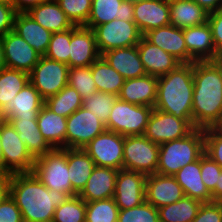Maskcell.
Wrapping results in <instances>:
<instances>
[{
	"instance_id": "37",
	"label": "cell",
	"mask_w": 222,
	"mask_h": 222,
	"mask_svg": "<svg viewBox=\"0 0 222 222\" xmlns=\"http://www.w3.org/2000/svg\"><path fill=\"white\" fill-rule=\"evenodd\" d=\"M29 82V73L12 68L0 71V111Z\"/></svg>"
},
{
	"instance_id": "24",
	"label": "cell",
	"mask_w": 222,
	"mask_h": 222,
	"mask_svg": "<svg viewBox=\"0 0 222 222\" xmlns=\"http://www.w3.org/2000/svg\"><path fill=\"white\" fill-rule=\"evenodd\" d=\"M137 49L148 75L159 77L169 73L181 64L172 55L150 43L144 36L137 44Z\"/></svg>"
},
{
	"instance_id": "30",
	"label": "cell",
	"mask_w": 222,
	"mask_h": 222,
	"mask_svg": "<svg viewBox=\"0 0 222 222\" xmlns=\"http://www.w3.org/2000/svg\"><path fill=\"white\" fill-rule=\"evenodd\" d=\"M173 176L182 187L185 196L197 199L202 203L212 202V193L201 179V157L181 168Z\"/></svg>"
},
{
	"instance_id": "14",
	"label": "cell",
	"mask_w": 222,
	"mask_h": 222,
	"mask_svg": "<svg viewBox=\"0 0 222 222\" xmlns=\"http://www.w3.org/2000/svg\"><path fill=\"white\" fill-rule=\"evenodd\" d=\"M146 177L143 173L118 170L113 199L119 210L133 208L146 201Z\"/></svg>"
},
{
	"instance_id": "42",
	"label": "cell",
	"mask_w": 222,
	"mask_h": 222,
	"mask_svg": "<svg viewBox=\"0 0 222 222\" xmlns=\"http://www.w3.org/2000/svg\"><path fill=\"white\" fill-rule=\"evenodd\" d=\"M71 35L72 28L63 32L52 33L49 46L44 56L69 66Z\"/></svg>"
},
{
	"instance_id": "11",
	"label": "cell",
	"mask_w": 222,
	"mask_h": 222,
	"mask_svg": "<svg viewBox=\"0 0 222 222\" xmlns=\"http://www.w3.org/2000/svg\"><path fill=\"white\" fill-rule=\"evenodd\" d=\"M194 129L190 119H179L154 108L148 119L144 136L160 145L164 142L184 138Z\"/></svg>"
},
{
	"instance_id": "20",
	"label": "cell",
	"mask_w": 222,
	"mask_h": 222,
	"mask_svg": "<svg viewBox=\"0 0 222 222\" xmlns=\"http://www.w3.org/2000/svg\"><path fill=\"white\" fill-rule=\"evenodd\" d=\"M44 105V99L38 90L28 82L10 103L0 111V119L23 118L37 120L38 113Z\"/></svg>"
},
{
	"instance_id": "12",
	"label": "cell",
	"mask_w": 222,
	"mask_h": 222,
	"mask_svg": "<svg viewBox=\"0 0 222 222\" xmlns=\"http://www.w3.org/2000/svg\"><path fill=\"white\" fill-rule=\"evenodd\" d=\"M124 137L106 129L83 149L93 159L95 166L120 170L123 169Z\"/></svg>"
},
{
	"instance_id": "49",
	"label": "cell",
	"mask_w": 222,
	"mask_h": 222,
	"mask_svg": "<svg viewBox=\"0 0 222 222\" xmlns=\"http://www.w3.org/2000/svg\"><path fill=\"white\" fill-rule=\"evenodd\" d=\"M17 11L9 2L0 1V38L14 29Z\"/></svg>"
},
{
	"instance_id": "55",
	"label": "cell",
	"mask_w": 222,
	"mask_h": 222,
	"mask_svg": "<svg viewBox=\"0 0 222 222\" xmlns=\"http://www.w3.org/2000/svg\"><path fill=\"white\" fill-rule=\"evenodd\" d=\"M210 62L216 67L222 80V54H217Z\"/></svg>"
},
{
	"instance_id": "31",
	"label": "cell",
	"mask_w": 222,
	"mask_h": 222,
	"mask_svg": "<svg viewBox=\"0 0 222 222\" xmlns=\"http://www.w3.org/2000/svg\"><path fill=\"white\" fill-rule=\"evenodd\" d=\"M37 125L42 136L53 148H66V117L55 114L43 105L38 113Z\"/></svg>"
},
{
	"instance_id": "33",
	"label": "cell",
	"mask_w": 222,
	"mask_h": 222,
	"mask_svg": "<svg viewBox=\"0 0 222 222\" xmlns=\"http://www.w3.org/2000/svg\"><path fill=\"white\" fill-rule=\"evenodd\" d=\"M170 5V25L180 29L208 22L209 13L193 0H182Z\"/></svg>"
},
{
	"instance_id": "35",
	"label": "cell",
	"mask_w": 222,
	"mask_h": 222,
	"mask_svg": "<svg viewBox=\"0 0 222 222\" xmlns=\"http://www.w3.org/2000/svg\"><path fill=\"white\" fill-rule=\"evenodd\" d=\"M202 202L188 196L175 203L157 208L160 222H192Z\"/></svg>"
},
{
	"instance_id": "1",
	"label": "cell",
	"mask_w": 222,
	"mask_h": 222,
	"mask_svg": "<svg viewBox=\"0 0 222 222\" xmlns=\"http://www.w3.org/2000/svg\"><path fill=\"white\" fill-rule=\"evenodd\" d=\"M8 193L24 222H52L55 209L69 198L65 193L48 189L33 172L9 175Z\"/></svg>"
},
{
	"instance_id": "34",
	"label": "cell",
	"mask_w": 222,
	"mask_h": 222,
	"mask_svg": "<svg viewBox=\"0 0 222 222\" xmlns=\"http://www.w3.org/2000/svg\"><path fill=\"white\" fill-rule=\"evenodd\" d=\"M91 72L97 91L119 95L125 78L112 68L102 56L91 64Z\"/></svg>"
},
{
	"instance_id": "46",
	"label": "cell",
	"mask_w": 222,
	"mask_h": 222,
	"mask_svg": "<svg viewBox=\"0 0 222 222\" xmlns=\"http://www.w3.org/2000/svg\"><path fill=\"white\" fill-rule=\"evenodd\" d=\"M221 172V166L207 154L201 156V179L210 192L215 189Z\"/></svg>"
},
{
	"instance_id": "38",
	"label": "cell",
	"mask_w": 222,
	"mask_h": 222,
	"mask_svg": "<svg viewBox=\"0 0 222 222\" xmlns=\"http://www.w3.org/2000/svg\"><path fill=\"white\" fill-rule=\"evenodd\" d=\"M119 208L113 197L86 202L85 222H118Z\"/></svg>"
},
{
	"instance_id": "48",
	"label": "cell",
	"mask_w": 222,
	"mask_h": 222,
	"mask_svg": "<svg viewBox=\"0 0 222 222\" xmlns=\"http://www.w3.org/2000/svg\"><path fill=\"white\" fill-rule=\"evenodd\" d=\"M0 222H24L20 209L9 193L0 202Z\"/></svg>"
},
{
	"instance_id": "7",
	"label": "cell",
	"mask_w": 222,
	"mask_h": 222,
	"mask_svg": "<svg viewBox=\"0 0 222 222\" xmlns=\"http://www.w3.org/2000/svg\"><path fill=\"white\" fill-rule=\"evenodd\" d=\"M153 107L117 99L105 124L106 129L123 136L144 135Z\"/></svg>"
},
{
	"instance_id": "18",
	"label": "cell",
	"mask_w": 222,
	"mask_h": 222,
	"mask_svg": "<svg viewBox=\"0 0 222 222\" xmlns=\"http://www.w3.org/2000/svg\"><path fill=\"white\" fill-rule=\"evenodd\" d=\"M134 22L142 35L170 25V5L164 0H134Z\"/></svg>"
},
{
	"instance_id": "45",
	"label": "cell",
	"mask_w": 222,
	"mask_h": 222,
	"mask_svg": "<svg viewBox=\"0 0 222 222\" xmlns=\"http://www.w3.org/2000/svg\"><path fill=\"white\" fill-rule=\"evenodd\" d=\"M204 153L222 168V127L204 129Z\"/></svg>"
},
{
	"instance_id": "51",
	"label": "cell",
	"mask_w": 222,
	"mask_h": 222,
	"mask_svg": "<svg viewBox=\"0 0 222 222\" xmlns=\"http://www.w3.org/2000/svg\"><path fill=\"white\" fill-rule=\"evenodd\" d=\"M45 0H10L9 3L17 11V13H26L31 8L37 6Z\"/></svg>"
},
{
	"instance_id": "54",
	"label": "cell",
	"mask_w": 222,
	"mask_h": 222,
	"mask_svg": "<svg viewBox=\"0 0 222 222\" xmlns=\"http://www.w3.org/2000/svg\"><path fill=\"white\" fill-rule=\"evenodd\" d=\"M8 194V177L0 176V202Z\"/></svg>"
},
{
	"instance_id": "47",
	"label": "cell",
	"mask_w": 222,
	"mask_h": 222,
	"mask_svg": "<svg viewBox=\"0 0 222 222\" xmlns=\"http://www.w3.org/2000/svg\"><path fill=\"white\" fill-rule=\"evenodd\" d=\"M192 222H222V202L202 203Z\"/></svg>"
},
{
	"instance_id": "6",
	"label": "cell",
	"mask_w": 222,
	"mask_h": 222,
	"mask_svg": "<svg viewBox=\"0 0 222 222\" xmlns=\"http://www.w3.org/2000/svg\"><path fill=\"white\" fill-rule=\"evenodd\" d=\"M0 141L3 153V176L16 173H30L35 160L29 154L18 132L4 119L0 120Z\"/></svg>"
},
{
	"instance_id": "40",
	"label": "cell",
	"mask_w": 222,
	"mask_h": 222,
	"mask_svg": "<svg viewBox=\"0 0 222 222\" xmlns=\"http://www.w3.org/2000/svg\"><path fill=\"white\" fill-rule=\"evenodd\" d=\"M68 85L76 89L83 100L97 92L96 84L91 72V65L86 67L69 68Z\"/></svg>"
},
{
	"instance_id": "15",
	"label": "cell",
	"mask_w": 222,
	"mask_h": 222,
	"mask_svg": "<svg viewBox=\"0 0 222 222\" xmlns=\"http://www.w3.org/2000/svg\"><path fill=\"white\" fill-rule=\"evenodd\" d=\"M1 40L6 67L30 73L41 57L35 49L15 31L8 32Z\"/></svg>"
},
{
	"instance_id": "25",
	"label": "cell",
	"mask_w": 222,
	"mask_h": 222,
	"mask_svg": "<svg viewBox=\"0 0 222 222\" xmlns=\"http://www.w3.org/2000/svg\"><path fill=\"white\" fill-rule=\"evenodd\" d=\"M118 170L110 167L95 166L79 196L85 202L112 198Z\"/></svg>"
},
{
	"instance_id": "39",
	"label": "cell",
	"mask_w": 222,
	"mask_h": 222,
	"mask_svg": "<svg viewBox=\"0 0 222 222\" xmlns=\"http://www.w3.org/2000/svg\"><path fill=\"white\" fill-rule=\"evenodd\" d=\"M85 217L86 202L76 195L55 209L52 222H85Z\"/></svg>"
},
{
	"instance_id": "17",
	"label": "cell",
	"mask_w": 222,
	"mask_h": 222,
	"mask_svg": "<svg viewBox=\"0 0 222 222\" xmlns=\"http://www.w3.org/2000/svg\"><path fill=\"white\" fill-rule=\"evenodd\" d=\"M184 196L185 193L174 176L155 173L146 177V202L154 207L175 203Z\"/></svg>"
},
{
	"instance_id": "57",
	"label": "cell",
	"mask_w": 222,
	"mask_h": 222,
	"mask_svg": "<svg viewBox=\"0 0 222 222\" xmlns=\"http://www.w3.org/2000/svg\"><path fill=\"white\" fill-rule=\"evenodd\" d=\"M0 176H3V153L0 141Z\"/></svg>"
},
{
	"instance_id": "50",
	"label": "cell",
	"mask_w": 222,
	"mask_h": 222,
	"mask_svg": "<svg viewBox=\"0 0 222 222\" xmlns=\"http://www.w3.org/2000/svg\"><path fill=\"white\" fill-rule=\"evenodd\" d=\"M208 23L212 30L216 52L222 54V8L209 13Z\"/></svg>"
},
{
	"instance_id": "16",
	"label": "cell",
	"mask_w": 222,
	"mask_h": 222,
	"mask_svg": "<svg viewBox=\"0 0 222 222\" xmlns=\"http://www.w3.org/2000/svg\"><path fill=\"white\" fill-rule=\"evenodd\" d=\"M69 53V68L86 67L94 63L101 54L97 48L93 29L74 25Z\"/></svg>"
},
{
	"instance_id": "2",
	"label": "cell",
	"mask_w": 222,
	"mask_h": 222,
	"mask_svg": "<svg viewBox=\"0 0 222 222\" xmlns=\"http://www.w3.org/2000/svg\"><path fill=\"white\" fill-rule=\"evenodd\" d=\"M192 122L195 128L222 126V80L210 61L193 62Z\"/></svg>"
},
{
	"instance_id": "44",
	"label": "cell",
	"mask_w": 222,
	"mask_h": 222,
	"mask_svg": "<svg viewBox=\"0 0 222 222\" xmlns=\"http://www.w3.org/2000/svg\"><path fill=\"white\" fill-rule=\"evenodd\" d=\"M118 222H160L158 209L145 201L133 208L119 210Z\"/></svg>"
},
{
	"instance_id": "9",
	"label": "cell",
	"mask_w": 222,
	"mask_h": 222,
	"mask_svg": "<svg viewBox=\"0 0 222 222\" xmlns=\"http://www.w3.org/2000/svg\"><path fill=\"white\" fill-rule=\"evenodd\" d=\"M99 53L137 45L142 34L134 21L114 19L93 29Z\"/></svg>"
},
{
	"instance_id": "4",
	"label": "cell",
	"mask_w": 222,
	"mask_h": 222,
	"mask_svg": "<svg viewBox=\"0 0 222 222\" xmlns=\"http://www.w3.org/2000/svg\"><path fill=\"white\" fill-rule=\"evenodd\" d=\"M204 154V129L195 128L186 137L159 145L156 173L176 174L184 166L198 160Z\"/></svg>"
},
{
	"instance_id": "53",
	"label": "cell",
	"mask_w": 222,
	"mask_h": 222,
	"mask_svg": "<svg viewBox=\"0 0 222 222\" xmlns=\"http://www.w3.org/2000/svg\"><path fill=\"white\" fill-rule=\"evenodd\" d=\"M212 193V202H222V172L219 175V180L215 189L211 192Z\"/></svg>"
},
{
	"instance_id": "56",
	"label": "cell",
	"mask_w": 222,
	"mask_h": 222,
	"mask_svg": "<svg viewBox=\"0 0 222 222\" xmlns=\"http://www.w3.org/2000/svg\"><path fill=\"white\" fill-rule=\"evenodd\" d=\"M6 67L5 59H4V48L2 44V40L0 38V71Z\"/></svg>"
},
{
	"instance_id": "43",
	"label": "cell",
	"mask_w": 222,
	"mask_h": 222,
	"mask_svg": "<svg viewBox=\"0 0 222 222\" xmlns=\"http://www.w3.org/2000/svg\"><path fill=\"white\" fill-rule=\"evenodd\" d=\"M67 18L76 26H84L91 13L92 0H56Z\"/></svg>"
},
{
	"instance_id": "27",
	"label": "cell",
	"mask_w": 222,
	"mask_h": 222,
	"mask_svg": "<svg viewBox=\"0 0 222 222\" xmlns=\"http://www.w3.org/2000/svg\"><path fill=\"white\" fill-rule=\"evenodd\" d=\"M13 31L34 48L40 56L45 55L52 33L37 23L27 12L16 14Z\"/></svg>"
},
{
	"instance_id": "22",
	"label": "cell",
	"mask_w": 222,
	"mask_h": 222,
	"mask_svg": "<svg viewBox=\"0 0 222 222\" xmlns=\"http://www.w3.org/2000/svg\"><path fill=\"white\" fill-rule=\"evenodd\" d=\"M143 36L150 43L172 55L180 63H189V53L187 52L183 29L167 25L149 30Z\"/></svg>"
},
{
	"instance_id": "3",
	"label": "cell",
	"mask_w": 222,
	"mask_h": 222,
	"mask_svg": "<svg viewBox=\"0 0 222 222\" xmlns=\"http://www.w3.org/2000/svg\"><path fill=\"white\" fill-rule=\"evenodd\" d=\"M193 63H181L169 73L159 76L155 109L192 121Z\"/></svg>"
},
{
	"instance_id": "19",
	"label": "cell",
	"mask_w": 222,
	"mask_h": 222,
	"mask_svg": "<svg viewBox=\"0 0 222 222\" xmlns=\"http://www.w3.org/2000/svg\"><path fill=\"white\" fill-rule=\"evenodd\" d=\"M114 19L134 21V0H92L91 13L84 26L94 29Z\"/></svg>"
},
{
	"instance_id": "5",
	"label": "cell",
	"mask_w": 222,
	"mask_h": 222,
	"mask_svg": "<svg viewBox=\"0 0 222 222\" xmlns=\"http://www.w3.org/2000/svg\"><path fill=\"white\" fill-rule=\"evenodd\" d=\"M48 188L73 196L67 164V148H53L44 156L37 158L32 171Z\"/></svg>"
},
{
	"instance_id": "32",
	"label": "cell",
	"mask_w": 222,
	"mask_h": 222,
	"mask_svg": "<svg viewBox=\"0 0 222 222\" xmlns=\"http://www.w3.org/2000/svg\"><path fill=\"white\" fill-rule=\"evenodd\" d=\"M67 164L69 179L73 188V196H76L86 186L95 163L84 149L67 148Z\"/></svg>"
},
{
	"instance_id": "52",
	"label": "cell",
	"mask_w": 222,
	"mask_h": 222,
	"mask_svg": "<svg viewBox=\"0 0 222 222\" xmlns=\"http://www.w3.org/2000/svg\"><path fill=\"white\" fill-rule=\"evenodd\" d=\"M202 6L208 13L215 12L222 8V0H193Z\"/></svg>"
},
{
	"instance_id": "13",
	"label": "cell",
	"mask_w": 222,
	"mask_h": 222,
	"mask_svg": "<svg viewBox=\"0 0 222 222\" xmlns=\"http://www.w3.org/2000/svg\"><path fill=\"white\" fill-rule=\"evenodd\" d=\"M66 148L83 149L106 130L105 123L91 111L80 107L67 117Z\"/></svg>"
},
{
	"instance_id": "41",
	"label": "cell",
	"mask_w": 222,
	"mask_h": 222,
	"mask_svg": "<svg viewBox=\"0 0 222 222\" xmlns=\"http://www.w3.org/2000/svg\"><path fill=\"white\" fill-rule=\"evenodd\" d=\"M117 99V95L97 91L83 100L82 107L91 111L97 116V118L106 124L108 122L112 106Z\"/></svg>"
},
{
	"instance_id": "21",
	"label": "cell",
	"mask_w": 222,
	"mask_h": 222,
	"mask_svg": "<svg viewBox=\"0 0 222 222\" xmlns=\"http://www.w3.org/2000/svg\"><path fill=\"white\" fill-rule=\"evenodd\" d=\"M183 35L189 53V63L210 61L218 54L208 22L183 29Z\"/></svg>"
},
{
	"instance_id": "8",
	"label": "cell",
	"mask_w": 222,
	"mask_h": 222,
	"mask_svg": "<svg viewBox=\"0 0 222 222\" xmlns=\"http://www.w3.org/2000/svg\"><path fill=\"white\" fill-rule=\"evenodd\" d=\"M159 157V144L144 135L124 137L123 169L143 173L146 176L156 173Z\"/></svg>"
},
{
	"instance_id": "26",
	"label": "cell",
	"mask_w": 222,
	"mask_h": 222,
	"mask_svg": "<svg viewBox=\"0 0 222 222\" xmlns=\"http://www.w3.org/2000/svg\"><path fill=\"white\" fill-rule=\"evenodd\" d=\"M125 80L147 75L137 45L112 49L101 55Z\"/></svg>"
},
{
	"instance_id": "29",
	"label": "cell",
	"mask_w": 222,
	"mask_h": 222,
	"mask_svg": "<svg viewBox=\"0 0 222 222\" xmlns=\"http://www.w3.org/2000/svg\"><path fill=\"white\" fill-rule=\"evenodd\" d=\"M27 13L51 33L63 32L74 26L57 1L45 0Z\"/></svg>"
},
{
	"instance_id": "36",
	"label": "cell",
	"mask_w": 222,
	"mask_h": 222,
	"mask_svg": "<svg viewBox=\"0 0 222 222\" xmlns=\"http://www.w3.org/2000/svg\"><path fill=\"white\" fill-rule=\"evenodd\" d=\"M81 95L69 85H66L56 95L44 100V105L55 114L69 117L74 111L82 107Z\"/></svg>"
},
{
	"instance_id": "28",
	"label": "cell",
	"mask_w": 222,
	"mask_h": 222,
	"mask_svg": "<svg viewBox=\"0 0 222 222\" xmlns=\"http://www.w3.org/2000/svg\"><path fill=\"white\" fill-rule=\"evenodd\" d=\"M18 132L19 138L24 141L25 146L34 160L44 156L53 147L42 136L37 120L23 118H5Z\"/></svg>"
},
{
	"instance_id": "23",
	"label": "cell",
	"mask_w": 222,
	"mask_h": 222,
	"mask_svg": "<svg viewBox=\"0 0 222 222\" xmlns=\"http://www.w3.org/2000/svg\"><path fill=\"white\" fill-rule=\"evenodd\" d=\"M157 83L158 77L148 74L127 79L121 88L118 99L154 108L157 99Z\"/></svg>"
},
{
	"instance_id": "10",
	"label": "cell",
	"mask_w": 222,
	"mask_h": 222,
	"mask_svg": "<svg viewBox=\"0 0 222 222\" xmlns=\"http://www.w3.org/2000/svg\"><path fill=\"white\" fill-rule=\"evenodd\" d=\"M68 71L67 64L41 56L29 73V82L45 100L68 85Z\"/></svg>"
},
{
	"instance_id": "58",
	"label": "cell",
	"mask_w": 222,
	"mask_h": 222,
	"mask_svg": "<svg viewBox=\"0 0 222 222\" xmlns=\"http://www.w3.org/2000/svg\"><path fill=\"white\" fill-rule=\"evenodd\" d=\"M164 1H166L168 4H172V3L179 2L182 0H164Z\"/></svg>"
}]
</instances>
